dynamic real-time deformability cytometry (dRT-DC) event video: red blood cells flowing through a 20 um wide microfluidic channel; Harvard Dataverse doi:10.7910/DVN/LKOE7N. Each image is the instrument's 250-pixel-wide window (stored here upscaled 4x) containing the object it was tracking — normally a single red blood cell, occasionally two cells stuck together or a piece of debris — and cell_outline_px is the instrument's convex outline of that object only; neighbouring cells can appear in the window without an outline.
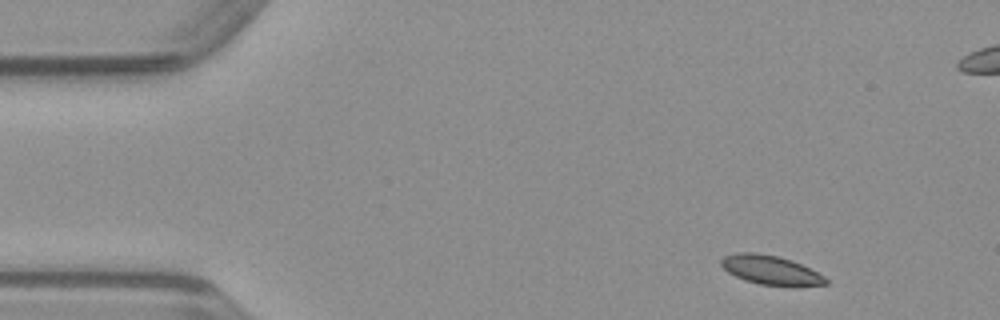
{"species": "common noctule bat (a hibernating species)", "species_latin": "Nyctalus noctula", "temperature_condition": "warm", "stored_images_in_passage": 48, "camera_frame_rate_fps": 3000, "um_per_image_px": 0.085, "animal": {"sex": "male", "body_mass_g": 23.1, "forearm_length_mm": 52.7}, "frame": {"image": 1, "passage_image": 3, "time_ms": 0.667, "image_size_px": [1000, 320], "cell_outline_px": [[828, 284], [760, 284], [744, 280], [728, 272], [720, 264], [720, 260], [724, 256], [736, 252], [752, 252], [776, 256], [800, 264], [824, 276], [828, 280]], "centroid_in_image_um": [65.41, 22.92], "position_along_channel_um": 19.6, "area_um2": 16.94}}
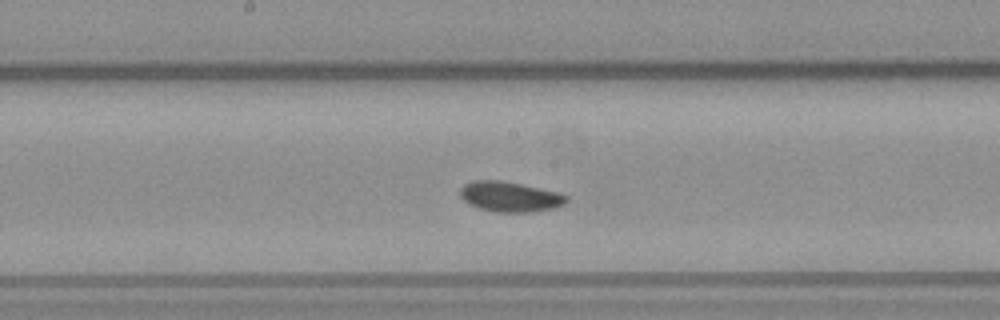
{"frame": {"image": 2, "passage_image": 23, "time_ms": 7.333, "image_size_px": [1000, 320], "cell_outline_px": [[568, 200], [564, 204], [556, 208], [532, 212], [496, 212], [480, 208], [468, 204], [460, 196], [460, 188], [464, 184], [476, 180], [500, 180], [520, 184], [556, 192], [568, 196]], "centroid_in_image_um": [43.33, 16.73], "position_along_channel_um": 204.9, "area_um2": 18.61}}
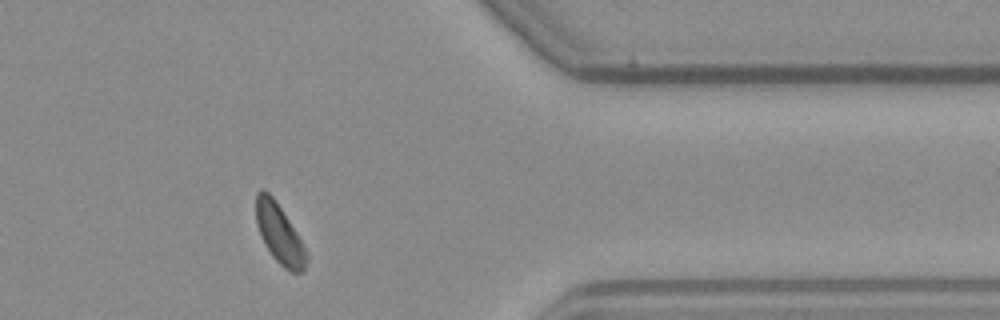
{"frame": {"image": 3, "passage_image": 38, "time_ms": 12.333, "image_size_px": [1000, 320], "cell_outline_px": [[308, 260], [304, 272], [292, 272], [284, 268], [272, 256], [264, 244], [260, 236], [256, 224], [256, 192], [260, 188], [264, 188], [276, 200], [300, 240], [308, 256]], "centroid_in_image_um": [23.72, 19.87], "position_along_channel_um": 387.7, "area_um2": 17.4}}